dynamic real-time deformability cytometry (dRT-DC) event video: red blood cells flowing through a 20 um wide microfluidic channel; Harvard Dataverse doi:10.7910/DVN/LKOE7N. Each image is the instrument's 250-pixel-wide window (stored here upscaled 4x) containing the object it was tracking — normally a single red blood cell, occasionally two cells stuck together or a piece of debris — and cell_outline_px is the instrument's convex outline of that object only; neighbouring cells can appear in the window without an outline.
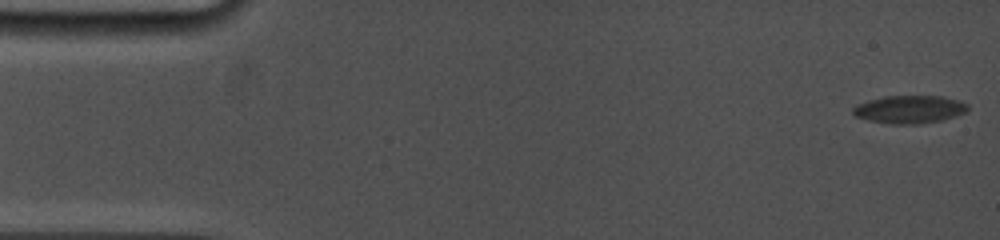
{"species": "common noctule bat (a hibernating species)", "species_latin": "Nyctalus noctula", "temperature_condition": "cold", "stored_images_in_passage": 13, "camera_frame_rate_fps": 5000, "um_per_image_px": 0.085, "animal": {"sex": "female", "body_mass_g": 19.0, "forearm_length_mm": 53.3}, "frame": {"image": 1, "passage_image": 1, "time_ms": 0.0, "image_size_px": [1000, 240], "cell_outline_px": [[968, 112], [956, 116], [940, 120], [916, 124], [892, 124], [868, 120], [856, 116], [852, 112], [852, 108], [868, 100], [884, 96], [940, 96], [956, 100], [968, 104]], "centroid_in_image_um": [77.32, 9.3], "position_along_channel_um": 7.7, "area_um2": 18.5}}